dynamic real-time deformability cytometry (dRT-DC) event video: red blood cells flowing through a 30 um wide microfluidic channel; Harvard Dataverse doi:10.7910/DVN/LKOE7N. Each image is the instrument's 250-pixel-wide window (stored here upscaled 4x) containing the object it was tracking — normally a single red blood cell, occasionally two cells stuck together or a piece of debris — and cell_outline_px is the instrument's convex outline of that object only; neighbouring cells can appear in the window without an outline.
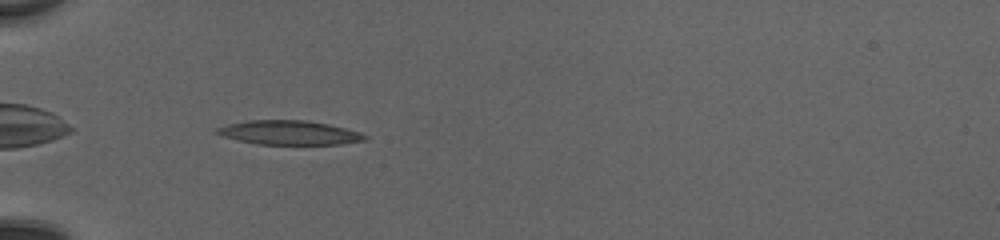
{"species": "common noctule bat (a hibernating species)", "species_latin": "Nyctalus noctula", "temperature_condition": "cold", "stored_images_in_passage": 35, "camera_frame_rate_fps": 3000, "um_per_image_px": 0.085, "animal": {"sex": "female", "body_mass_g": 20.0, "forearm_length_mm": 54.0}, "frame": {"image": 1, "passage_image": 2, "time_ms": 0.333, "image_size_px": [1000, 240], "cell_outline_px": [[368, 140], [340, 144], [256, 144], [220, 136], [216, 132], [216, 128], [228, 124], [248, 120], [304, 120], [328, 124], [360, 132], [368, 136]], "centroid_in_image_um": [24.58, 11.28], "position_along_channel_um": 60.4, "area_um2": 20.81}}
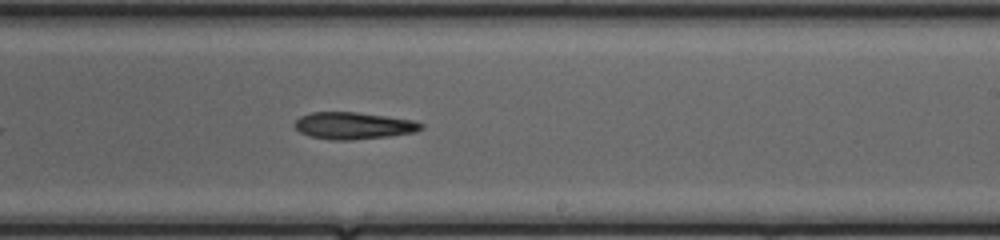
{"frame": {"image": 2, "passage_image": 17, "time_ms": 5.333, "image_size_px": [1000, 240], "cell_outline_px": [[424, 128], [416, 132], [388, 136], [352, 140], [332, 140], [312, 136], [300, 132], [292, 124], [300, 116], [312, 112], [356, 112], [412, 120], [424, 124]], "centroid_in_image_um": [30.04, 10.68], "position_along_channel_um": 259.0, "area_um2": 19.77}}
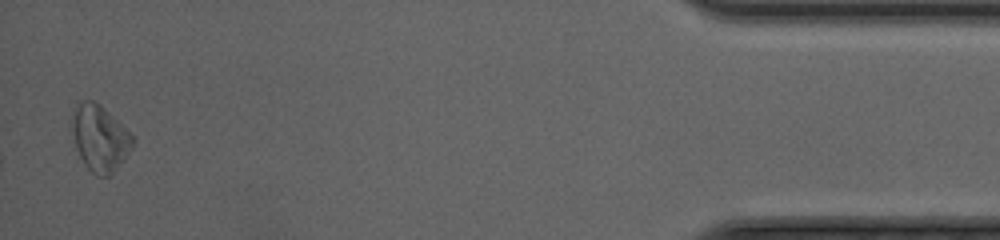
{"frame": {"image": 3, "passage_image": 34, "time_ms": 11.0, "image_size_px": [1000, 240], "cell_outline_px": [[136, 140], [132, 148], [124, 160], [108, 176], [96, 176], [84, 164], [76, 148], [68, 124], [72, 112], [80, 100], [92, 100], [100, 104], [136, 136]], "centroid_in_image_um": [8.47, 11.7], "position_along_channel_um": 426.7, "area_um2": 24.04}, "authors_computed_cell_mechanics": {"area_um2": 20.808, "velocity_mm_per_s": 4.2011, "shape_relaxation_time_tau1_ms": 5.1017, "shape_relaxation_time_tau2_ms": null, "deformation_change_tau1": 0.1142, "deformation_change_tau2": null}}